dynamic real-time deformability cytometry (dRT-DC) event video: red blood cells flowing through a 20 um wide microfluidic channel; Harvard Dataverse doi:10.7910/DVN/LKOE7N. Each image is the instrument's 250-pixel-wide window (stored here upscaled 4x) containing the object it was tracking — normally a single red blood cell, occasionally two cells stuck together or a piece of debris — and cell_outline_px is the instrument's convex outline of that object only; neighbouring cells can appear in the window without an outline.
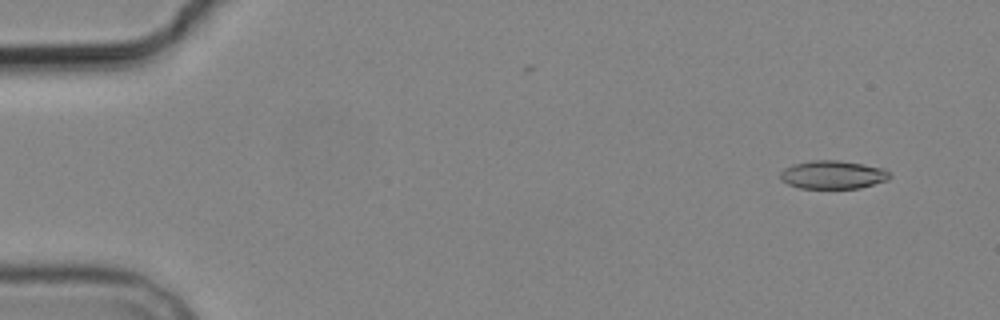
{"species": "common noctule bat (a hibernating species)", "species_latin": "Nyctalus noctula", "temperature_condition": "cold", "stored_images_in_passage": 5, "camera_frame_rate_fps": 3000, "um_per_image_px": 0.085, "animal": {"sex": "male", "body_mass_g": 19.2, "forearm_length_mm": 51.8}, "frame": {"image": 1, "passage_image": 2, "time_ms": 1.0, "image_size_px": [1000, 320], "cell_outline_px": [[892, 176], [888, 180], [860, 188], [800, 188], [788, 184], [780, 180], [780, 172], [784, 168], [792, 164], [812, 160], [836, 160], [864, 164], [884, 168]], "centroid_in_image_um": [70.78, 14.85], "position_along_channel_um": 14.2, "area_um2": 18.15}}
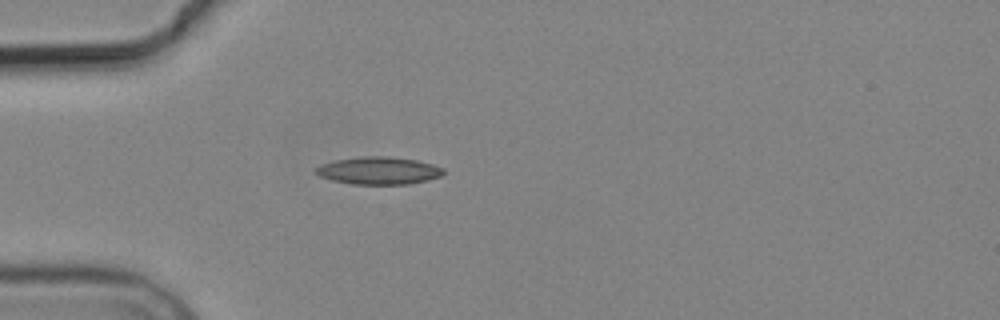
{"frame": {"image": 2, "passage_image": 5, "time_ms": 5.0, "image_size_px": [1000, 320], "cell_outline_px": [[444, 172], [440, 176], [428, 180], [408, 184], [352, 184], [332, 180], [320, 176], [312, 172], [320, 164], [336, 160], [364, 156], [388, 156], [416, 160], [432, 164], [444, 168]], "centroid_in_image_um": [32.17, 14.5], "position_along_channel_um": 52.8, "area_um2": 20.46}}